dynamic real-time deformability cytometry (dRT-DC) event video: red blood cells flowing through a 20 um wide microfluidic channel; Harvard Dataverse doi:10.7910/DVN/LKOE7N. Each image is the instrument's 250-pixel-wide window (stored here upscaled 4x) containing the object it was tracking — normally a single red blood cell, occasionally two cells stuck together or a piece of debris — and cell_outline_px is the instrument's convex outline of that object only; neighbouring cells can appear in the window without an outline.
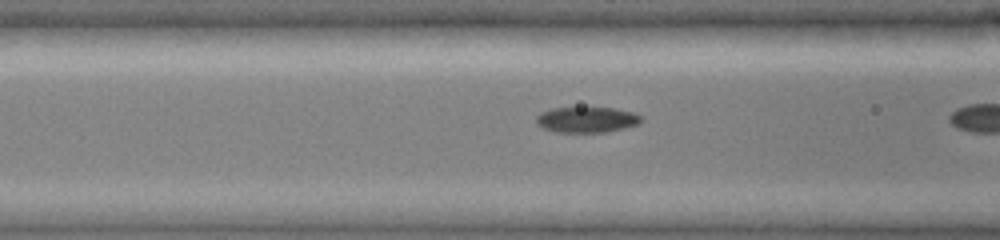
{"species": "common noctule bat (a hibernating species)", "species_latin": "Nyctalus noctula", "temperature_condition": "cold", "stored_images_in_passage": 30, "camera_frame_rate_fps": 3000, "um_per_image_px": 0.085, "animal": {"sex": "female", "body_mass_g": 19.0, "forearm_length_mm": 51.5}, "frame": {"image": 1, "passage_image": 10, "time_ms": 4.0, "image_size_px": [1000, 240], "cell_outline_px": [[644, 120], [640, 124], [624, 128], [604, 132], [556, 132], [544, 128], [536, 124], [536, 116], [540, 112], [552, 108], [612, 108], [632, 112], [640, 116]], "centroid_in_image_um": [49.87, 10.17], "position_along_channel_um": 116.7, "area_um2": 15.66}}
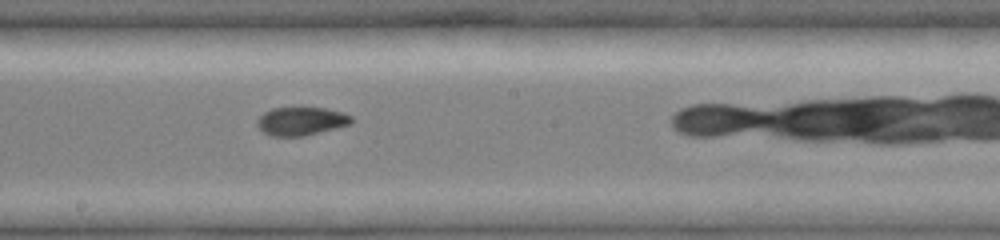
{"frame": {"image": 2, "passage_image": 18, "time_ms": 6.667, "image_size_px": [1000, 240], "cell_outline_px": [[352, 124], [304, 136], [268, 136], [256, 124], [256, 120], [264, 112], [272, 108], [324, 108], [344, 112], [352, 116]], "centroid_in_image_um": [25.6, 10.3], "position_along_channel_um": 222.6, "area_um2": 15.61}}
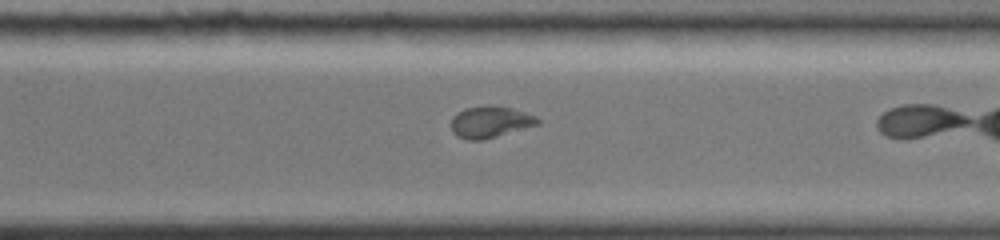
{"frame": {"image": 3, "passage_image": 26, "time_ms": 9.333, "image_size_px": [1000, 240], "cell_outline_px": [[540, 124], [484, 140], [468, 140], [456, 136], [452, 132], [452, 116], [464, 108], [488, 104], [492, 104], [512, 108], [536, 116], [540, 120]], "centroid_in_image_um": [41.66, 10.35], "position_along_channel_um": 328.9, "area_um2": 16.18}}